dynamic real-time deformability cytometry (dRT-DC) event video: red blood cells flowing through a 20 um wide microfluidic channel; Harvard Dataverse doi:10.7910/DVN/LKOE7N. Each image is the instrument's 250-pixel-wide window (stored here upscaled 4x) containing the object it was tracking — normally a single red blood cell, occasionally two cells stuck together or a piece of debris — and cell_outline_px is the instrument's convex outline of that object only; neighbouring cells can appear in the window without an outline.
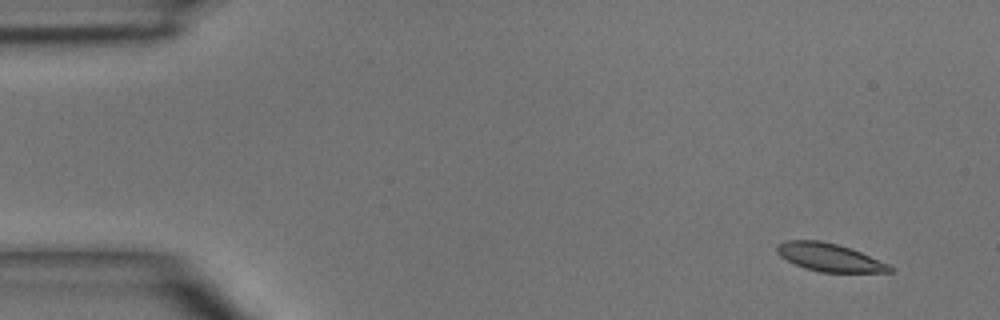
{"species": "common noctule bat (a hibernating species)", "species_latin": "Nyctalus noctula", "temperature_condition": "room temperature", "stored_images_in_passage": 3, "camera_frame_rate_fps": 3000, "um_per_image_px": 0.085, "animal": {"sex": "male", "body_mass_g": 15.6}, "frame": {"image": 1, "passage_image": 1, "time_ms": 0.0, "image_size_px": [1000, 320], "cell_outline_px": [[896, 268], [892, 272], [820, 272], [804, 268], [780, 256], [776, 252], [776, 244], [784, 240], [820, 240], [836, 244], [860, 252], [888, 264]], "centroid_in_image_um": [70.47, 21.87], "position_along_channel_um": 14.5, "area_um2": 18.32}}
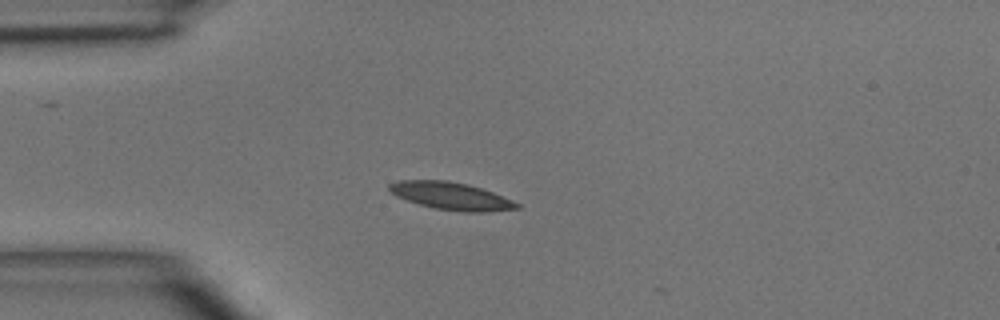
{"frame": {"image": 2, "passage_image": 3, "time_ms": 3.0, "image_size_px": [1000, 320], "cell_outline_px": [[520, 208], [484, 212], [464, 212], [436, 208], [420, 204], [396, 196], [388, 192], [388, 184], [396, 180], [448, 180], [468, 184], [492, 192], [512, 200], [520, 204]], "centroid_in_image_um": [38.31, 16.65], "position_along_channel_um": 46.7, "area_um2": 20.4}}